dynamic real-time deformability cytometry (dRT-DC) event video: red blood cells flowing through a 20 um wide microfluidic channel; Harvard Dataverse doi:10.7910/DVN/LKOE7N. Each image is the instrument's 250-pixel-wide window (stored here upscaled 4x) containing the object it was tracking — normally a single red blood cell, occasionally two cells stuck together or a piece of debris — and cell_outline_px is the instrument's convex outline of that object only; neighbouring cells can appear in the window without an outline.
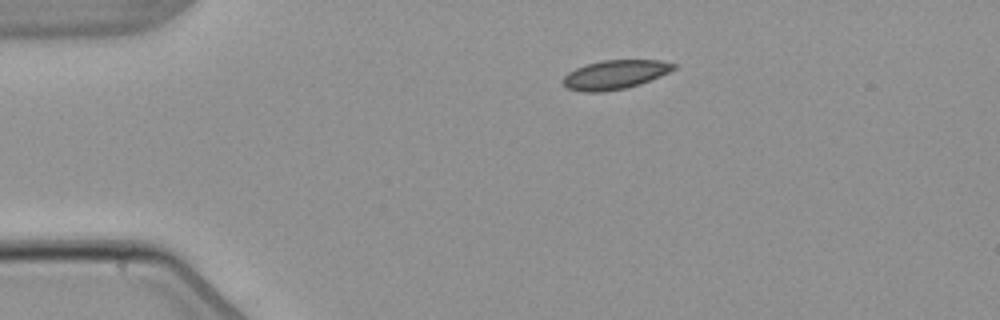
{"species": "common noctule bat (a hibernating species)", "species_latin": "Nyctalus noctula", "temperature_condition": "warm", "stored_images_in_passage": 5, "camera_frame_rate_fps": 3000, "um_per_image_px": 0.085, "animal": {"sex": "male", "body_mass_g": 21.5, "forearm_length_mm": 52.0}, "frame": {"image": 1, "passage_image": 5, "time_ms": 5.667, "image_size_px": [1000, 320], "cell_outline_px": [[676, 68], [660, 76], [640, 84], [624, 88], [600, 92], [584, 92], [568, 88], [564, 84], [564, 76], [568, 72], [576, 68], [588, 64], [604, 60], [660, 60], [676, 64]], "centroid_in_image_um": [52.29, 6.34], "position_along_channel_um": 32.7, "area_um2": 18.44}}